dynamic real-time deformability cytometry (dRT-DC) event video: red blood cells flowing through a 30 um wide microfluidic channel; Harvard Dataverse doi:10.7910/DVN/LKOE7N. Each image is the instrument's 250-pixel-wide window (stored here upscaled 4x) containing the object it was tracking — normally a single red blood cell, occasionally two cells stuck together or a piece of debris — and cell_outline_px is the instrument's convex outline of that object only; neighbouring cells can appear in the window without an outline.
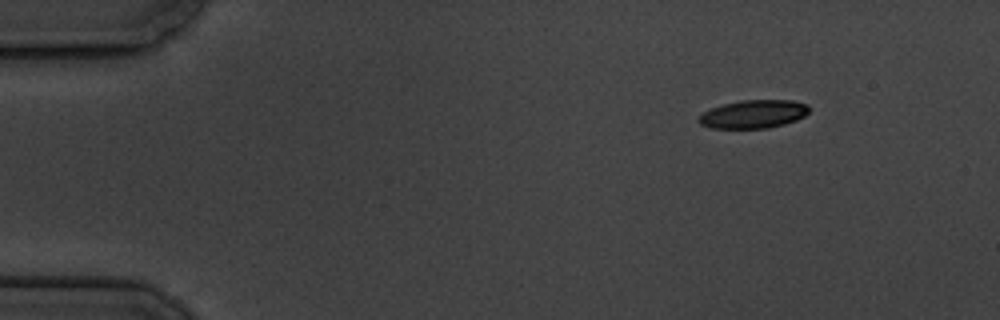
{"species": "common noctule bat (a hibernating species)", "species_latin": "Nyctalus noctula", "temperature_condition": "cold", "stored_images_in_passage": 5, "camera_frame_rate_fps": 3000, "um_per_image_px": 0.085, "animal": {"sex": "male", "body_mass_g": 19.5, "forearm_length_mm": 54.6}, "frame": {"image": 1, "passage_image": 1, "time_ms": 0.0, "image_size_px": [1000, 320], "cell_outline_px": [[808, 112], [804, 116], [796, 120], [784, 124], [768, 128], [712, 128], [700, 124], [696, 120], [704, 112], [712, 108], [724, 104], [740, 100], [792, 100], [808, 104]], "centroid_in_image_um": [64.05, 9.7], "position_along_channel_um": 21.0, "area_um2": 18.09}}
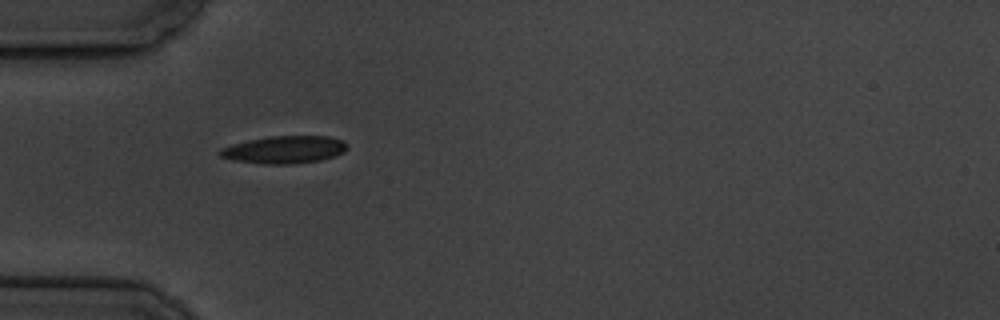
{"frame": {"image": 2, "passage_image": 4, "time_ms": 3.667, "image_size_px": [1000, 320], "cell_outline_px": [[348, 148], [344, 152], [336, 156], [320, 160], [292, 164], [260, 164], [232, 160], [220, 156], [216, 152], [220, 148], [232, 144], [248, 140], [268, 136], [328, 136], [344, 140], [348, 144]], "centroid_in_image_um": [24.17, 12.72], "position_along_channel_um": 60.8, "area_um2": 20.75}}